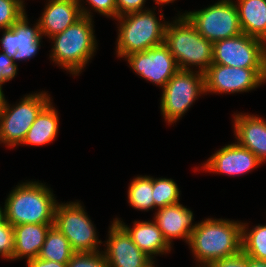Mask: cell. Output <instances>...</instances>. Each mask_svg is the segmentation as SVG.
<instances>
[{"instance_id": "cell-5", "label": "cell", "mask_w": 266, "mask_h": 267, "mask_svg": "<svg viewBox=\"0 0 266 267\" xmlns=\"http://www.w3.org/2000/svg\"><path fill=\"white\" fill-rule=\"evenodd\" d=\"M119 33L116 53L124 58L164 43L167 22L157 20L152 10H142L119 16Z\"/></svg>"}, {"instance_id": "cell-16", "label": "cell", "mask_w": 266, "mask_h": 267, "mask_svg": "<svg viewBox=\"0 0 266 267\" xmlns=\"http://www.w3.org/2000/svg\"><path fill=\"white\" fill-rule=\"evenodd\" d=\"M82 17L77 0H49L39 18L41 35L48 36L63 32Z\"/></svg>"}, {"instance_id": "cell-7", "label": "cell", "mask_w": 266, "mask_h": 267, "mask_svg": "<svg viewBox=\"0 0 266 267\" xmlns=\"http://www.w3.org/2000/svg\"><path fill=\"white\" fill-rule=\"evenodd\" d=\"M205 93L204 73L179 69L163 87L160 109L166 122L174 123Z\"/></svg>"}, {"instance_id": "cell-21", "label": "cell", "mask_w": 266, "mask_h": 267, "mask_svg": "<svg viewBox=\"0 0 266 267\" xmlns=\"http://www.w3.org/2000/svg\"><path fill=\"white\" fill-rule=\"evenodd\" d=\"M242 32L266 44V0H237Z\"/></svg>"}, {"instance_id": "cell-35", "label": "cell", "mask_w": 266, "mask_h": 267, "mask_svg": "<svg viewBox=\"0 0 266 267\" xmlns=\"http://www.w3.org/2000/svg\"><path fill=\"white\" fill-rule=\"evenodd\" d=\"M248 267H266V261L256 260L248 257Z\"/></svg>"}, {"instance_id": "cell-36", "label": "cell", "mask_w": 266, "mask_h": 267, "mask_svg": "<svg viewBox=\"0 0 266 267\" xmlns=\"http://www.w3.org/2000/svg\"><path fill=\"white\" fill-rule=\"evenodd\" d=\"M154 1L156 4L162 5V4H168V3L174 2L175 0H154Z\"/></svg>"}, {"instance_id": "cell-6", "label": "cell", "mask_w": 266, "mask_h": 267, "mask_svg": "<svg viewBox=\"0 0 266 267\" xmlns=\"http://www.w3.org/2000/svg\"><path fill=\"white\" fill-rule=\"evenodd\" d=\"M46 92L26 95L14 107L3 96L0 102V143L14 147L22 144L40 111L50 102Z\"/></svg>"}, {"instance_id": "cell-1", "label": "cell", "mask_w": 266, "mask_h": 267, "mask_svg": "<svg viewBox=\"0 0 266 267\" xmlns=\"http://www.w3.org/2000/svg\"><path fill=\"white\" fill-rule=\"evenodd\" d=\"M195 225L187 244L202 267L242 251L241 222L208 218Z\"/></svg>"}, {"instance_id": "cell-24", "label": "cell", "mask_w": 266, "mask_h": 267, "mask_svg": "<svg viewBox=\"0 0 266 267\" xmlns=\"http://www.w3.org/2000/svg\"><path fill=\"white\" fill-rule=\"evenodd\" d=\"M153 178L150 176H137L128 189V202L130 206L138 210H150L155 208L152 196Z\"/></svg>"}, {"instance_id": "cell-30", "label": "cell", "mask_w": 266, "mask_h": 267, "mask_svg": "<svg viewBox=\"0 0 266 267\" xmlns=\"http://www.w3.org/2000/svg\"><path fill=\"white\" fill-rule=\"evenodd\" d=\"M80 1L81 0H77L80 5L82 16L92 18V15L90 14L89 10L85 9L84 6L82 7ZM86 2H88L92 6V8L95 9L96 12L107 17L117 18L116 0H86Z\"/></svg>"}, {"instance_id": "cell-32", "label": "cell", "mask_w": 266, "mask_h": 267, "mask_svg": "<svg viewBox=\"0 0 266 267\" xmlns=\"http://www.w3.org/2000/svg\"><path fill=\"white\" fill-rule=\"evenodd\" d=\"M208 267H248V256L241 251L233 256L214 261Z\"/></svg>"}, {"instance_id": "cell-33", "label": "cell", "mask_w": 266, "mask_h": 267, "mask_svg": "<svg viewBox=\"0 0 266 267\" xmlns=\"http://www.w3.org/2000/svg\"><path fill=\"white\" fill-rule=\"evenodd\" d=\"M146 0H116L117 18L129 13L142 11Z\"/></svg>"}, {"instance_id": "cell-20", "label": "cell", "mask_w": 266, "mask_h": 267, "mask_svg": "<svg viewBox=\"0 0 266 267\" xmlns=\"http://www.w3.org/2000/svg\"><path fill=\"white\" fill-rule=\"evenodd\" d=\"M53 224H19L14 228V251L12 259L38 257L46 234Z\"/></svg>"}, {"instance_id": "cell-39", "label": "cell", "mask_w": 266, "mask_h": 267, "mask_svg": "<svg viewBox=\"0 0 266 267\" xmlns=\"http://www.w3.org/2000/svg\"><path fill=\"white\" fill-rule=\"evenodd\" d=\"M3 96H4V94H1V93H0V102H1L2 99H3Z\"/></svg>"}, {"instance_id": "cell-17", "label": "cell", "mask_w": 266, "mask_h": 267, "mask_svg": "<svg viewBox=\"0 0 266 267\" xmlns=\"http://www.w3.org/2000/svg\"><path fill=\"white\" fill-rule=\"evenodd\" d=\"M157 210L154 220L167 242L171 245V239L174 238H183L186 243L189 242L191 233L196 227L192 225L193 212L180 203Z\"/></svg>"}, {"instance_id": "cell-3", "label": "cell", "mask_w": 266, "mask_h": 267, "mask_svg": "<svg viewBox=\"0 0 266 267\" xmlns=\"http://www.w3.org/2000/svg\"><path fill=\"white\" fill-rule=\"evenodd\" d=\"M164 44L174 56L179 69L198 66L204 73L213 64V43L204 38L184 15L167 23Z\"/></svg>"}, {"instance_id": "cell-18", "label": "cell", "mask_w": 266, "mask_h": 267, "mask_svg": "<svg viewBox=\"0 0 266 267\" xmlns=\"http://www.w3.org/2000/svg\"><path fill=\"white\" fill-rule=\"evenodd\" d=\"M234 129L237 143L250 150L261 162H265L266 121L257 115L236 114Z\"/></svg>"}, {"instance_id": "cell-37", "label": "cell", "mask_w": 266, "mask_h": 267, "mask_svg": "<svg viewBox=\"0 0 266 267\" xmlns=\"http://www.w3.org/2000/svg\"><path fill=\"white\" fill-rule=\"evenodd\" d=\"M5 221V210L0 207V224Z\"/></svg>"}, {"instance_id": "cell-8", "label": "cell", "mask_w": 266, "mask_h": 267, "mask_svg": "<svg viewBox=\"0 0 266 267\" xmlns=\"http://www.w3.org/2000/svg\"><path fill=\"white\" fill-rule=\"evenodd\" d=\"M212 43L242 33L238 11L231 0H220L207 8L183 14Z\"/></svg>"}, {"instance_id": "cell-29", "label": "cell", "mask_w": 266, "mask_h": 267, "mask_svg": "<svg viewBox=\"0 0 266 267\" xmlns=\"http://www.w3.org/2000/svg\"><path fill=\"white\" fill-rule=\"evenodd\" d=\"M14 251V228L6 220L0 224V256L11 259Z\"/></svg>"}, {"instance_id": "cell-22", "label": "cell", "mask_w": 266, "mask_h": 267, "mask_svg": "<svg viewBox=\"0 0 266 267\" xmlns=\"http://www.w3.org/2000/svg\"><path fill=\"white\" fill-rule=\"evenodd\" d=\"M58 111L50 101L38 114L22 145L41 146L55 140L59 128Z\"/></svg>"}, {"instance_id": "cell-25", "label": "cell", "mask_w": 266, "mask_h": 267, "mask_svg": "<svg viewBox=\"0 0 266 267\" xmlns=\"http://www.w3.org/2000/svg\"><path fill=\"white\" fill-rule=\"evenodd\" d=\"M247 229L248 225L242 223V252L250 258L266 261V225Z\"/></svg>"}, {"instance_id": "cell-38", "label": "cell", "mask_w": 266, "mask_h": 267, "mask_svg": "<svg viewBox=\"0 0 266 267\" xmlns=\"http://www.w3.org/2000/svg\"><path fill=\"white\" fill-rule=\"evenodd\" d=\"M154 261L152 260L146 267H155L153 264Z\"/></svg>"}, {"instance_id": "cell-14", "label": "cell", "mask_w": 266, "mask_h": 267, "mask_svg": "<svg viewBox=\"0 0 266 267\" xmlns=\"http://www.w3.org/2000/svg\"><path fill=\"white\" fill-rule=\"evenodd\" d=\"M108 233L103 253L109 267H146L152 261L117 221H113Z\"/></svg>"}, {"instance_id": "cell-26", "label": "cell", "mask_w": 266, "mask_h": 267, "mask_svg": "<svg viewBox=\"0 0 266 267\" xmlns=\"http://www.w3.org/2000/svg\"><path fill=\"white\" fill-rule=\"evenodd\" d=\"M155 207L162 208L179 203L180 190L173 179L153 178V191Z\"/></svg>"}, {"instance_id": "cell-12", "label": "cell", "mask_w": 266, "mask_h": 267, "mask_svg": "<svg viewBox=\"0 0 266 267\" xmlns=\"http://www.w3.org/2000/svg\"><path fill=\"white\" fill-rule=\"evenodd\" d=\"M124 58L136 74L162 88L179 70L174 56L164 43Z\"/></svg>"}, {"instance_id": "cell-4", "label": "cell", "mask_w": 266, "mask_h": 267, "mask_svg": "<svg viewBox=\"0 0 266 267\" xmlns=\"http://www.w3.org/2000/svg\"><path fill=\"white\" fill-rule=\"evenodd\" d=\"M50 38L54 41L50 58L74 75L86 66L97 46L92 18L86 16Z\"/></svg>"}, {"instance_id": "cell-19", "label": "cell", "mask_w": 266, "mask_h": 267, "mask_svg": "<svg viewBox=\"0 0 266 267\" xmlns=\"http://www.w3.org/2000/svg\"><path fill=\"white\" fill-rule=\"evenodd\" d=\"M115 221L127 231L133 242L151 259L154 257L152 255L171 251V245L164 238L155 221H134L133 228L125 225L118 218H115Z\"/></svg>"}, {"instance_id": "cell-2", "label": "cell", "mask_w": 266, "mask_h": 267, "mask_svg": "<svg viewBox=\"0 0 266 267\" xmlns=\"http://www.w3.org/2000/svg\"><path fill=\"white\" fill-rule=\"evenodd\" d=\"M53 192L43 183L26 182L10 192L5 202V220L19 224H54L57 205Z\"/></svg>"}, {"instance_id": "cell-15", "label": "cell", "mask_w": 266, "mask_h": 267, "mask_svg": "<svg viewBox=\"0 0 266 267\" xmlns=\"http://www.w3.org/2000/svg\"><path fill=\"white\" fill-rule=\"evenodd\" d=\"M260 164L262 162L255 154L236 142L216 151L202 167L208 172L238 176L246 174Z\"/></svg>"}, {"instance_id": "cell-28", "label": "cell", "mask_w": 266, "mask_h": 267, "mask_svg": "<svg viewBox=\"0 0 266 267\" xmlns=\"http://www.w3.org/2000/svg\"><path fill=\"white\" fill-rule=\"evenodd\" d=\"M66 267H109L103 251L74 253Z\"/></svg>"}, {"instance_id": "cell-11", "label": "cell", "mask_w": 266, "mask_h": 267, "mask_svg": "<svg viewBox=\"0 0 266 267\" xmlns=\"http://www.w3.org/2000/svg\"><path fill=\"white\" fill-rule=\"evenodd\" d=\"M266 81V68H241L211 64L204 72L205 94L238 93L255 89Z\"/></svg>"}, {"instance_id": "cell-10", "label": "cell", "mask_w": 266, "mask_h": 267, "mask_svg": "<svg viewBox=\"0 0 266 267\" xmlns=\"http://www.w3.org/2000/svg\"><path fill=\"white\" fill-rule=\"evenodd\" d=\"M213 64L266 68V44L245 33L213 43Z\"/></svg>"}, {"instance_id": "cell-23", "label": "cell", "mask_w": 266, "mask_h": 267, "mask_svg": "<svg viewBox=\"0 0 266 267\" xmlns=\"http://www.w3.org/2000/svg\"><path fill=\"white\" fill-rule=\"evenodd\" d=\"M75 252L69 240L55 227L51 226L38 254V258L60 263H67Z\"/></svg>"}, {"instance_id": "cell-31", "label": "cell", "mask_w": 266, "mask_h": 267, "mask_svg": "<svg viewBox=\"0 0 266 267\" xmlns=\"http://www.w3.org/2000/svg\"><path fill=\"white\" fill-rule=\"evenodd\" d=\"M17 74V64L4 51L0 53V93L3 94L2 84L13 79Z\"/></svg>"}, {"instance_id": "cell-13", "label": "cell", "mask_w": 266, "mask_h": 267, "mask_svg": "<svg viewBox=\"0 0 266 267\" xmlns=\"http://www.w3.org/2000/svg\"><path fill=\"white\" fill-rule=\"evenodd\" d=\"M27 20L25 13L10 28L4 29L3 37L0 39L2 51L14 62L30 59L36 55L41 46L42 35L39 22L31 28Z\"/></svg>"}, {"instance_id": "cell-34", "label": "cell", "mask_w": 266, "mask_h": 267, "mask_svg": "<svg viewBox=\"0 0 266 267\" xmlns=\"http://www.w3.org/2000/svg\"><path fill=\"white\" fill-rule=\"evenodd\" d=\"M27 267H66L67 263H60L56 261L43 260L41 258H34L27 261Z\"/></svg>"}, {"instance_id": "cell-27", "label": "cell", "mask_w": 266, "mask_h": 267, "mask_svg": "<svg viewBox=\"0 0 266 267\" xmlns=\"http://www.w3.org/2000/svg\"><path fill=\"white\" fill-rule=\"evenodd\" d=\"M23 0H0V29L10 28L25 14Z\"/></svg>"}, {"instance_id": "cell-9", "label": "cell", "mask_w": 266, "mask_h": 267, "mask_svg": "<svg viewBox=\"0 0 266 267\" xmlns=\"http://www.w3.org/2000/svg\"><path fill=\"white\" fill-rule=\"evenodd\" d=\"M83 206L77 202L57 203L54 212L55 226L68 240L72 250L79 252H98L96 230Z\"/></svg>"}]
</instances>
